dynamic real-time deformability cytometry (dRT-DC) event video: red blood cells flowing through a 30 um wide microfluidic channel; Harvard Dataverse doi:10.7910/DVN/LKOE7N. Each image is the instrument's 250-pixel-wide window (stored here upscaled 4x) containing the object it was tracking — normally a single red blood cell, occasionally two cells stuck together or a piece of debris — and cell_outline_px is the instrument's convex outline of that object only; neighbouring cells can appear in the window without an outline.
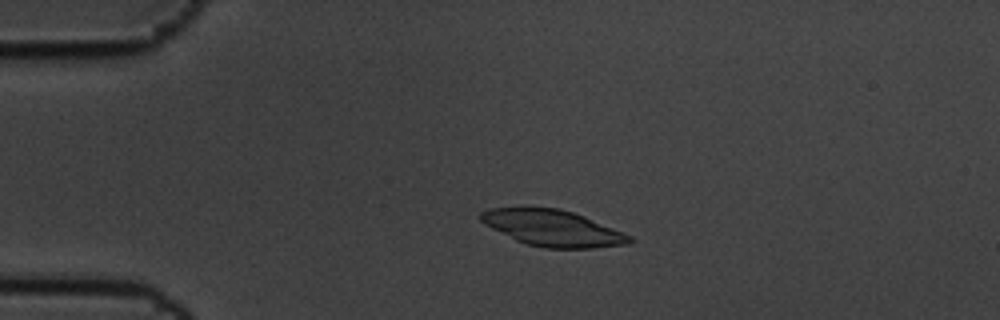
{"species": "common noctule bat (a hibernating species)", "species_latin": "Nyctalus noctula", "temperature_condition": "cold", "stored_images_in_passage": 6, "camera_frame_rate_fps": 3000, "um_per_image_px": 0.085, "animal": {"sex": "male", "body_mass_g": 19.5, "forearm_length_mm": 54.6}, "frame": {"image": 1, "passage_image": 4, "time_ms": 1.0, "image_size_px": [1000, 320], "cell_outline_px": [[636, 240], [628, 244], [592, 248], [544, 248], [524, 244], [484, 224], [480, 220], [480, 212], [488, 208], [560, 208], [584, 216], [632, 236]], "centroid_in_image_um": [46.99, 19.4], "position_along_channel_um": 38.0, "area_um2": 31.21}}